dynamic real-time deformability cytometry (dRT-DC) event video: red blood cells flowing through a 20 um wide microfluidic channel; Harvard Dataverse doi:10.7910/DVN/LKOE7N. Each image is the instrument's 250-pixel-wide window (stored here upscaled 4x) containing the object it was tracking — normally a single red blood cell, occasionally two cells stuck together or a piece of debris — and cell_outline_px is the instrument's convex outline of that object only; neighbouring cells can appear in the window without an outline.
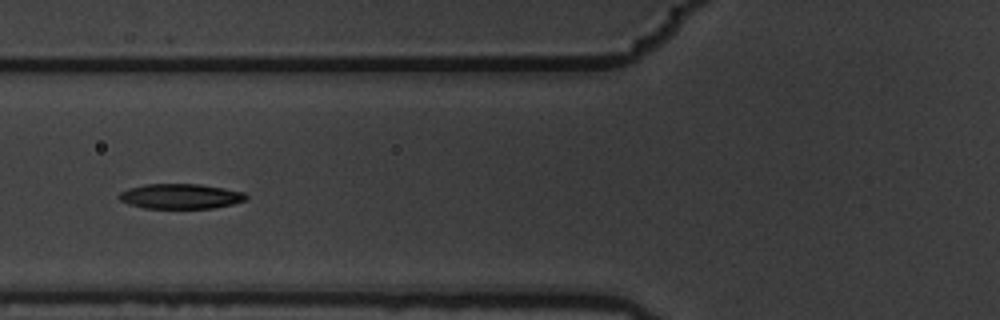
{"species": "common noctule bat (a hibernating species)", "species_latin": "Nyctalus noctula", "temperature_condition": "warm", "stored_images_in_passage": 10, "camera_frame_rate_fps": 3000, "um_per_image_px": 0.085, "animal": {"sex": "male", "body_mass_g": 19.5, "forearm_length_mm": 54.6}, "frame": {"image": 1, "passage_image": 5, "time_ms": 1.333, "image_size_px": [1000, 320], "cell_outline_px": [[248, 196], [244, 200], [232, 204], [212, 208], [144, 208], [128, 204], [120, 200], [116, 196], [120, 192], [128, 188], [144, 184], [200, 184], [224, 188], [244, 192]], "centroid_in_image_um": [15.3, 16.68], "position_along_channel_um": 110.5, "area_um2": 18.55}}
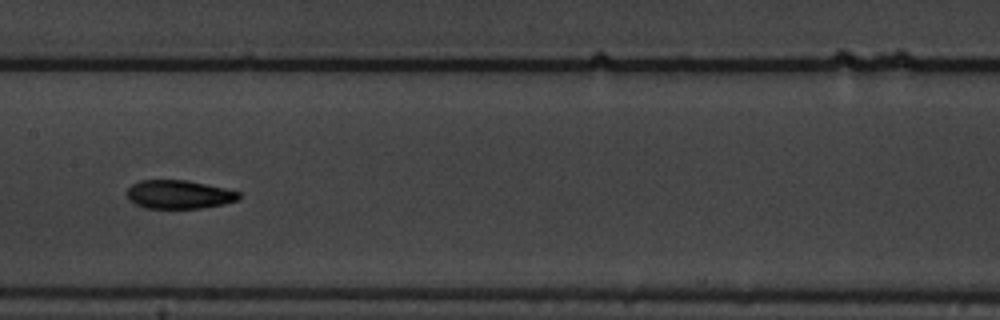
{"frame": {"image": 2, "passage_image": 7, "time_ms": 2.0, "image_size_px": [1000, 320], "cell_outline_px": [[240, 196], [236, 200], [224, 204], [200, 208], [144, 208], [136, 204], [128, 196], [128, 188], [132, 184], [140, 180], [184, 180], [224, 188], [240, 192]], "centroid_in_image_um": [15.21, 16.53], "position_along_channel_um": 192.2, "area_um2": 18.32}}
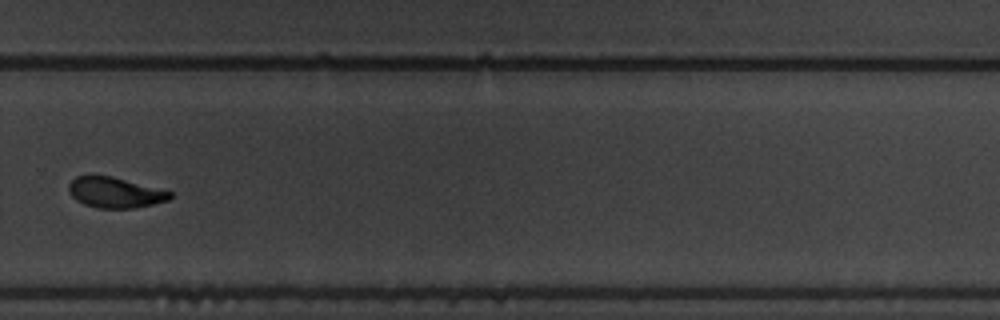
{"frame": {"image": 3, "passage_image": 10, "time_ms": 3.0, "image_size_px": [1000, 320], "cell_outline_px": [[172, 196], [168, 200], [136, 208], [96, 208], [84, 204], [76, 200], [68, 192], [68, 184], [76, 176], [112, 176], [172, 192]], "centroid_in_image_um": [9.75, 16.37], "position_along_channel_um": 320.1, "area_um2": 17.92}}